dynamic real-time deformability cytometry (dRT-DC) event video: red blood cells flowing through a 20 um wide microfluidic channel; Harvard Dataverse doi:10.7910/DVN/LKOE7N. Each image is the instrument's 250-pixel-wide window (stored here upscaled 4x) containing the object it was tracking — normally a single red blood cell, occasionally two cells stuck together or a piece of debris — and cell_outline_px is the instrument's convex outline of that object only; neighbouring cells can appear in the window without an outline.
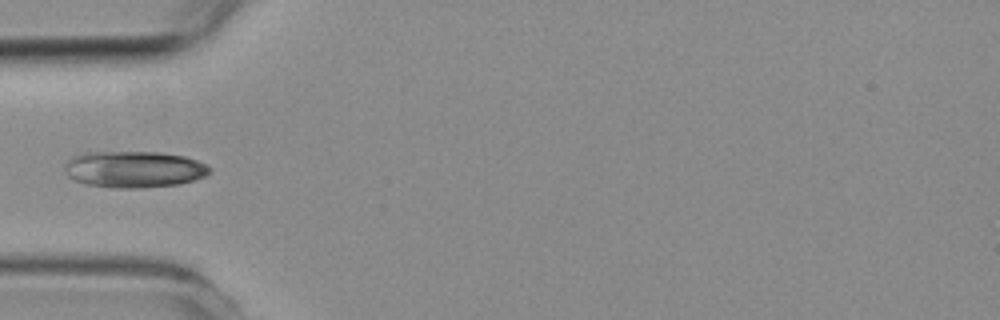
{"species": "common noctule bat (a hibernating species)", "species_latin": "Nyctalus noctula", "temperature_condition": "room temperature", "stored_images_in_passage": 5, "camera_frame_rate_fps": 3000, "um_per_image_px": 0.085, "animal": {"sex": "female", "body_mass_g": 19.3, "forearm_length_mm": 54.1}, "frame": {"image": 1, "passage_image": 5, "time_ms": 4.667, "image_size_px": [1000, 320], "cell_outline_px": [[212, 172], [204, 176], [180, 184], [140, 188], [112, 188], [84, 184], [68, 176], [64, 172], [64, 164], [72, 156], [84, 152], [160, 152], [184, 156], [208, 164], [212, 168]], "centroid_in_image_um": [11.38, 14.39], "position_along_channel_um": 73.6, "area_um2": 31.21}}